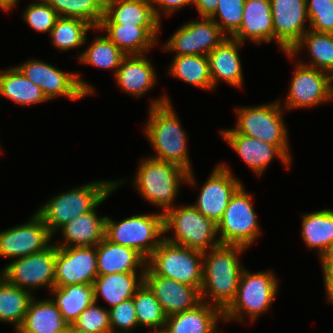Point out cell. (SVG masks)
Returning <instances> with one entry per match:
<instances>
[{
    "instance_id": "obj_24",
    "label": "cell",
    "mask_w": 333,
    "mask_h": 333,
    "mask_svg": "<svg viewBox=\"0 0 333 333\" xmlns=\"http://www.w3.org/2000/svg\"><path fill=\"white\" fill-rule=\"evenodd\" d=\"M240 44L243 43L232 37L225 38L208 54L213 88L220 78L232 86H242L243 75L237 50Z\"/></svg>"
},
{
    "instance_id": "obj_45",
    "label": "cell",
    "mask_w": 333,
    "mask_h": 333,
    "mask_svg": "<svg viewBox=\"0 0 333 333\" xmlns=\"http://www.w3.org/2000/svg\"><path fill=\"white\" fill-rule=\"evenodd\" d=\"M111 333H128L138 325L133 298L120 302L109 309ZM120 328L122 332H115L114 328ZM129 329V330H128ZM125 330V331H124Z\"/></svg>"
},
{
    "instance_id": "obj_16",
    "label": "cell",
    "mask_w": 333,
    "mask_h": 333,
    "mask_svg": "<svg viewBox=\"0 0 333 333\" xmlns=\"http://www.w3.org/2000/svg\"><path fill=\"white\" fill-rule=\"evenodd\" d=\"M286 108L311 107L331 100L330 75L306 64H297Z\"/></svg>"
},
{
    "instance_id": "obj_5",
    "label": "cell",
    "mask_w": 333,
    "mask_h": 333,
    "mask_svg": "<svg viewBox=\"0 0 333 333\" xmlns=\"http://www.w3.org/2000/svg\"><path fill=\"white\" fill-rule=\"evenodd\" d=\"M183 180L194 184L192 171L188 172L171 162L143 158L134 183L145 199L163 208L164 214L173 207L172 203Z\"/></svg>"
},
{
    "instance_id": "obj_42",
    "label": "cell",
    "mask_w": 333,
    "mask_h": 333,
    "mask_svg": "<svg viewBox=\"0 0 333 333\" xmlns=\"http://www.w3.org/2000/svg\"><path fill=\"white\" fill-rule=\"evenodd\" d=\"M76 329L88 333H111L109 310L96 306L94 301L72 324Z\"/></svg>"
},
{
    "instance_id": "obj_19",
    "label": "cell",
    "mask_w": 333,
    "mask_h": 333,
    "mask_svg": "<svg viewBox=\"0 0 333 333\" xmlns=\"http://www.w3.org/2000/svg\"><path fill=\"white\" fill-rule=\"evenodd\" d=\"M144 283L160 302L166 316L195 308L202 302L201 291L159 275H144Z\"/></svg>"
},
{
    "instance_id": "obj_25",
    "label": "cell",
    "mask_w": 333,
    "mask_h": 333,
    "mask_svg": "<svg viewBox=\"0 0 333 333\" xmlns=\"http://www.w3.org/2000/svg\"><path fill=\"white\" fill-rule=\"evenodd\" d=\"M204 302L191 310L168 316L165 330L167 333H215L216 324L223 318V312L214 304Z\"/></svg>"
},
{
    "instance_id": "obj_49",
    "label": "cell",
    "mask_w": 333,
    "mask_h": 333,
    "mask_svg": "<svg viewBox=\"0 0 333 333\" xmlns=\"http://www.w3.org/2000/svg\"><path fill=\"white\" fill-rule=\"evenodd\" d=\"M18 0H0V8L4 11L12 9Z\"/></svg>"
},
{
    "instance_id": "obj_10",
    "label": "cell",
    "mask_w": 333,
    "mask_h": 333,
    "mask_svg": "<svg viewBox=\"0 0 333 333\" xmlns=\"http://www.w3.org/2000/svg\"><path fill=\"white\" fill-rule=\"evenodd\" d=\"M252 195L241 185L231 196L226 210L217 224L220 244L250 246L260 234L256 214L252 207Z\"/></svg>"
},
{
    "instance_id": "obj_32",
    "label": "cell",
    "mask_w": 333,
    "mask_h": 333,
    "mask_svg": "<svg viewBox=\"0 0 333 333\" xmlns=\"http://www.w3.org/2000/svg\"><path fill=\"white\" fill-rule=\"evenodd\" d=\"M51 291L56 296V299L52 301L68 325H72L78 316L94 302L93 285L70 284L54 287Z\"/></svg>"
},
{
    "instance_id": "obj_41",
    "label": "cell",
    "mask_w": 333,
    "mask_h": 333,
    "mask_svg": "<svg viewBox=\"0 0 333 333\" xmlns=\"http://www.w3.org/2000/svg\"><path fill=\"white\" fill-rule=\"evenodd\" d=\"M245 0H218V5L215 13L210 17L218 24L222 32L225 29L229 30L232 37L239 29L243 19ZM218 15L222 22L216 21L215 17Z\"/></svg>"
},
{
    "instance_id": "obj_51",
    "label": "cell",
    "mask_w": 333,
    "mask_h": 333,
    "mask_svg": "<svg viewBox=\"0 0 333 333\" xmlns=\"http://www.w3.org/2000/svg\"><path fill=\"white\" fill-rule=\"evenodd\" d=\"M330 80L333 81V72L330 75ZM332 82H331V99L333 98V86H332Z\"/></svg>"
},
{
    "instance_id": "obj_11",
    "label": "cell",
    "mask_w": 333,
    "mask_h": 333,
    "mask_svg": "<svg viewBox=\"0 0 333 333\" xmlns=\"http://www.w3.org/2000/svg\"><path fill=\"white\" fill-rule=\"evenodd\" d=\"M17 68L41 88L48 100L61 95L77 100L93 93V88L79 78V73H65L51 64L36 60L25 62Z\"/></svg>"
},
{
    "instance_id": "obj_21",
    "label": "cell",
    "mask_w": 333,
    "mask_h": 333,
    "mask_svg": "<svg viewBox=\"0 0 333 333\" xmlns=\"http://www.w3.org/2000/svg\"><path fill=\"white\" fill-rule=\"evenodd\" d=\"M232 38L244 42L250 39L256 44L274 39L270 0H245L240 29Z\"/></svg>"
},
{
    "instance_id": "obj_8",
    "label": "cell",
    "mask_w": 333,
    "mask_h": 333,
    "mask_svg": "<svg viewBox=\"0 0 333 333\" xmlns=\"http://www.w3.org/2000/svg\"><path fill=\"white\" fill-rule=\"evenodd\" d=\"M278 281L271 272L248 273L242 270L235 299L223 311L224 321L243 319L241 313H248L255 321L259 314L264 313L275 299ZM243 311V312H241Z\"/></svg>"
},
{
    "instance_id": "obj_39",
    "label": "cell",
    "mask_w": 333,
    "mask_h": 333,
    "mask_svg": "<svg viewBox=\"0 0 333 333\" xmlns=\"http://www.w3.org/2000/svg\"><path fill=\"white\" fill-rule=\"evenodd\" d=\"M90 28L94 29L91 24L82 19L59 16L50 34L55 47L68 50L84 44Z\"/></svg>"
},
{
    "instance_id": "obj_2",
    "label": "cell",
    "mask_w": 333,
    "mask_h": 333,
    "mask_svg": "<svg viewBox=\"0 0 333 333\" xmlns=\"http://www.w3.org/2000/svg\"><path fill=\"white\" fill-rule=\"evenodd\" d=\"M150 108L146 135L157 152L154 159L171 162L190 172L186 149V134L172 109L167 96L153 101Z\"/></svg>"
},
{
    "instance_id": "obj_15",
    "label": "cell",
    "mask_w": 333,
    "mask_h": 333,
    "mask_svg": "<svg viewBox=\"0 0 333 333\" xmlns=\"http://www.w3.org/2000/svg\"><path fill=\"white\" fill-rule=\"evenodd\" d=\"M52 234L35 213L30 222L0 232V257H25L43 251L50 245Z\"/></svg>"
},
{
    "instance_id": "obj_37",
    "label": "cell",
    "mask_w": 333,
    "mask_h": 333,
    "mask_svg": "<svg viewBox=\"0 0 333 333\" xmlns=\"http://www.w3.org/2000/svg\"><path fill=\"white\" fill-rule=\"evenodd\" d=\"M58 16L78 18L91 24L94 29L99 26L105 13V0H46Z\"/></svg>"
},
{
    "instance_id": "obj_9",
    "label": "cell",
    "mask_w": 333,
    "mask_h": 333,
    "mask_svg": "<svg viewBox=\"0 0 333 333\" xmlns=\"http://www.w3.org/2000/svg\"><path fill=\"white\" fill-rule=\"evenodd\" d=\"M279 100L273 104L238 108V121L234 132L276 145L290 160L287 130L281 116Z\"/></svg>"
},
{
    "instance_id": "obj_23",
    "label": "cell",
    "mask_w": 333,
    "mask_h": 333,
    "mask_svg": "<svg viewBox=\"0 0 333 333\" xmlns=\"http://www.w3.org/2000/svg\"><path fill=\"white\" fill-rule=\"evenodd\" d=\"M96 253L98 276L136 273V267L147 264V260L135 249L112 243L106 238L96 246Z\"/></svg>"
},
{
    "instance_id": "obj_14",
    "label": "cell",
    "mask_w": 333,
    "mask_h": 333,
    "mask_svg": "<svg viewBox=\"0 0 333 333\" xmlns=\"http://www.w3.org/2000/svg\"><path fill=\"white\" fill-rule=\"evenodd\" d=\"M225 38L214 20L203 17L202 21H191L180 27L164 48L176 51V55H208Z\"/></svg>"
},
{
    "instance_id": "obj_6",
    "label": "cell",
    "mask_w": 333,
    "mask_h": 333,
    "mask_svg": "<svg viewBox=\"0 0 333 333\" xmlns=\"http://www.w3.org/2000/svg\"><path fill=\"white\" fill-rule=\"evenodd\" d=\"M164 234V214L135 215L114 222L106 216L105 238L112 243L135 249L148 259L160 245Z\"/></svg>"
},
{
    "instance_id": "obj_34",
    "label": "cell",
    "mask_w": 333,
    "mask_h": 333,
    "mask_svg": "<svg viewBox=\"0 0 333 333\" xmlns=\"http://www.w3.org/2000/svg\"><path fill=\"white\" fill-rule=\"evenodd\" d=\"M33 296L27 289H21L0 276V321L12 322L16 330L24 321Z\"/></svg>"
},
{
    "instance_id": "obj_50",
    "label": "cell",
    "mask_w": 333,
    "mask_h": 333,
    "mask_svg": "<svg viewBox=\"0 0 333 333\" xmlns=\"http://www.w3.org/2000/svg\"><path fill=\"white\" fill-rule=\"evenodd\" d=\"M67 333H88V332L76 329L73 325H69L67 328Z\"/></svg>"
},
{
    "instance_id": "obj_27",
    "label": "cell",
    "mask_w": 333,
    "mask_h": 333,
    "mask_svg": "<svg viewBox=\"0 0 333 333\" xmlns=\"http://www.w3.org/2000/svg\"><path fill=\"white\" fill-rule=\"evenodd\" d=\"M93 208L91 211L80 214L61 227L64 240L68 243L57 245L71 246H97L105 238V217H97Z\"/></svg>"
},
{
    "instance_id": "obj_20",
    "label": "cell",
    "mask_w": 333,
    "mask_h": 333,
    "mask_svg": "<svg viewBox=\"0 0 333 333\" xmlns=\"http://www.w3.org/2000/svg\"><path fill=\"white\" fill-rule=\"evenodd\" d=\"M223 138L259 176L273 157H279L288 168L291 160L276 146L257 138L242 135L231 130L220 131Z\"/></svg>"
},
{
    "instance_id": "obj_52",
    "label": "cell",
    "mask_w": 333,
    "mask_h": 333,
    "mask_svg": "<svg viewBox=\"0 0 333 333\" xmlns=\"http://www.w3.org/2000/svg\"><path fill=\"white\" fill-rule=\"evenodd\" d=\"M153 333H167L165 329H155V332Z\"/></svg>"
},
{
    "instance_id": "obj_40",
    "label": "cell",
    "mask_w": 333,
    "mask_h": 333,
    "mask_svg": "<svg viewBox=\"0 0 333 333\" xmlns=\"http://www.w3.org/2000/svg\"><path fill=\"white\" fill-rule=\"evenodd\" d=\"M124 54L108 37L100 36L94 40L91 46L79 56L82 63L91 64L99 68L118 70Z\"/></svg>"
},
{
    "instance_id": "obj_43",
    "label": "cell",
    "mask_w": 333,
    "mask_h": 333,
    "mask_svg": "<svg viewBox=\"0 0 333 333\" xmlns=\"http://www.w3.org/2000/svg\"><path fill=\"white\" fill-rule=\"evenodd\" d=\"M311 31L333 34V0H306Z\"/></svg>"
},
{
    "instance_id": "obj_46",
    "label": "cell",
    "mask_w": 333,
    "mask_h": 333,
    "mask_svg": "<svg viewBox=\"0 0 333 333\" xmlns=\"http://www.w3.org/2000/svg\"><path fill=\"white\" fill-rule=\"evenodd\" d=\"M152 8H153V12L155 17L159 20V8H155L154 4H158L160 6V8H162L166 15L171 14L174 10H177L183 6H186L188 4H193V0H152Z\"/></svg>"
},
{
    "instance_id": "obj_36",
    "label": "cell",
    "mask_w": 333,
    "mask_h": 333,
    "mask_svg": "<svg viewBox=\"0 0 333 333\" xmlns=\"http://www.w3.org/2000/svg\"><path fill=\"white\" fill-rule=\"evenodd\" d=\"M303 44L308 47L313 60L312 65L308 66L331 74L333 72V34L308 30L297 45L286 54L290 58L294 57Z\"/></svg>"
},
{
    "instance_id": "obj_12",
    "label": "cell",
    "mask_w": 333,
    "mask_h": 333,
    "mask_svg": "<svg viewBox=\"0 0 333 333\" xmlns=\"http://www.w3.org/2000/svg\"><path fill=\"white\" fill-rule=\"evenodd\" d=\"M56 257L57 246L51 244L43 251L12 261L4 268L1 276L21 289H26V285L28 288L48 285L52 290L55 282Z\"/></svg>"
},
{
    "instance_id": "obj_28",
    "label": "cell",
    "mask_w": 333,
    "mask_h": 333,
    "mask_svg": "<svg viewBox=\"0 0 333 333\" xmlns=\"http://www.w3.org/2000/svg\"><path fill=\"white\" fill-rule=\"evenodd\" d=\"M30 301L18 333H65L68 324L55 303L51 300Z\"/></svg>"
},
{
    "instance_id": "obj_13",
    "label": "cell",
    "mask_w": 333,
    "mask_h": 333,
    "mask_svg": "<svg viewBox=\"0 0 333 333\" xmlns=\"http://www.w3.org/2000/svg\"><path fill=\"white\" fill-rule=\"evenodd\" d=\"M97 276L95 246L93 248L92 246H57L54 287H64L70 284L93 285Z\"/></svg>"
},
{
    "instance_id": "obj_30",
    "label": "cell",
    "mask_w": 333,
    "mask_h": 333,
    "mask_svg": "<svg viewBox=\"0 0 333 333\" xmlns=\"http://www.w3.org/2000/svg\"><path fill=\"white\" fill-rule=\"evenodd\" d=\"M302 238L309 248H317L321 263L333 255V211L321 210L303 216Z\"/></svg>"
},
{
    "instance_id": "obj_18",
    "label": "cell",
    "mask_w": 333,
    "mask_h": 333,
    "mask_svg": "<svg viewBox=\"0 0 333 333\" xmlns=\"http://www.w3.org/2000/svg\"><path fill=\"white\" fill-rule=\"evenodd\" d=\"M224 165L213 170L202 187L198 201L193 205L216 225L221 220L231 196L242 185Z\"/></svg>"
},
{
    "instance_id": "obj_3",
    "label": "cell",
    "mask_w": 333,
    "mask_h": 333,
    "mask_svg": "<svg viewBox=\"0 0 333 333\" xmlns=\"http://www.w3.org/2000/svg\"><path fill=\"white\" fill-rule=\"evenodd\" d=\"M118 185L119 182L104 181L84 185L52 198L36 213L53 235L73 218L96 208Z\"/></svg>"
},
{
    "instance_id": "obj_4",
    "label": "cell",
    "mask_w": 333,
    "mask_h": 333,
    "mask_svg": "<svg viewBox=\"0 0 333 333\" xmlns=\"http://www.w3.org/2000/svg\"><path fill=\"white\" fill-rule=\"evenodd\" d=\"M144 275H159L202 289L203 252L163 239L148 258ZM200 261V262H199Z\"/></svg>"
},
{
    "instance_id": "obj_26",
    "label": "cell",
    "mask_w": 333,
    "mask_h": 333,
    "mask_svg": "<svg viewBox=\"0 0 333 333\" xmlns=\"http://www.w3.org/2000/svg\"><path fill=\"white\" fill-rule=\"evenodd\" d=\"M108 38L126 55H141L157 43L159 27L125 26L121 24H99Z\"/></svg>"
},
{
    "instance_id": "obj_29",
    "label": "cell",
    "mask_w": 333,
    "mask_h": 333,
    "mask_svg": "<svg viewBox=\"0 0 333 333\" xmlns=\"http://www.w3.org/2000/svg\"><path fill=\"white\" fill-rule=\"evenodd\" d=\"M120 87L140 97L155 83L156 74L151 63L142 55H126L115 74Z\"/></svg>"
},
{
    "instance_id": "obj_38",
    "label": "cell",
    "mask_w": 333,
    "mask_h": 333,
    "mask_svg": "<svg viewBox=\"0 0 333 333\" xmlns=\"http://www.w3.org/2000/svg\"><path fill=\"white\" fill-rule=\"evenodd\" d=\"M133 301L138 325L155 329L165 328L167 316L160 302L145 283L136 291Z\"/></svg>"
},
{
    "instance_id": "obj_22",
    "label": "cell",
    "mask_w": 333,
    "mask_h": 333,
    "mask_svg": "<svg viewBox=\"0 0 333 333\" xmlns=\"http://www.w3.org/2000/svg\"><path fill=\"white\" fill-rule=\"evenodd\" d=\"M100 24L160 27L151 0H105V13Z\"/></svg>"
},
{
    "instance_id": "obj_47",
    "label": "cell",
    "mask_w": 333,
    "mask_h": 333,
    "mask_svg": "<svg viewBox=\"0 0 333 333\" xmlns=\"http://www.w3.org/2000/svg\"><path fill=\"white\" fill-rule=\"evenodd\" d=\"M327 299L333 303V255L322 262Z\"/></svg>"
},
{
    "instance_id": "obj_44",
    "label": "cell",
    "mask_w": 333,
    "mask_h": 333,
    "mask_svg": "<svg viewBox=\"0 0 333 333\" xmlns=\"http://www.w3.org/2000/svg\"><path fill=\"white\" fill-rule=\"evenodd\" d=\"M29 4L23 16L30 27L40 32H51L59 17L55 9L46 1Z\"/></svg>"
},
{
    "instance_id": "obj_7",
    "label": "cell",
    "mask_w": 333,
    "mask_h": 333,
    "mask_svg": "<svg viewBox=\"0 0 333 333\" xmlns=\"http://www.w3.org/2000/svg\"><path fill=\"white\" fill-rule=\"evenodd\" d=\"M173 229L175 238H165L169 242L202 252L220 244L214 241L217 225L203 216L193 205L170 208L164 213V233Z\"/></svg>"
},
{
    "instance_id": "obj_35",
    "label": "cell",
    "mask_w": 333,
    "mask_h": 333,
    "mask_svg": "<svg viewBox=\"0 0 333 333\" xmlns=\"http://www.w3.org/2000/svg\"><path fill=\"white\" fill-rule=\"evenodd\" d=\"M170 73L186 83L213 89L208 55H176Z\"/></svg>"
},
{
    "instance_id": "obj_48",
    "label": "cell",
    "mask_w": 333,
    "mask_h": 333,
    "mask_svg": "<svg viewBox=\"0 0 333 333\" xmlns=\"http://www.w3.org/2000/svg\"><path fill=\"white\" fill-rule=\"evenodd\" d=\"M201 17L210 18L216 11L218 0H193Z\"/></svg>"
},
{
    "instance_id": "obj_33",
    "label": "cell",
    "mask_w": 333,
    "mask_h": 333,
    "mask_svg": "<svg viewBox=\"0 0 333 333\" xmlns=\"http://www.w3.org/2000/svg\"><path fill=\"white\" fill-rule=\"evenodd\" d=\"M0 95L22 105L48 100L41 88L30 81L17 67L0 73Z\"/></svg>"
},
{
    "instance_id": "obj_17",
    "label": "cell",
    "mask_w": 333,
    "mask_h": 333,
    "mask_svg": "<svg viewBox=\"0 0 333 333\" xmlns=\"http://www.w3.org/2000/svg\"><path fill=\"white\" fill-rule=\"evenodd\" d=\"M274 39L285 53L290 52L307 32L306 0H270Z\"/></svg>"
},
{
    "instance_id": "obj_1",
    "label": "cell",
    "mask_w": 333,
    "mask_h": 333,
    "mask_svg": "<svg viewBox=\"0 0 333 333\" xmlns=\"http://www.w3.org/2000/svg\"><path fill=\"white\" fill-rule=\"evenodd\" d=\"M245 247L231 244H219L211 248L210 254L203 252V280L201 300L204 302L209 291L210 300L222 312L235 299L240 275L244 267L239 264L238 254Z\"/></svg>"
},
{
    "instance_id": "obj_31",
    "label": "cell",
    "mask_w": 333,
    "mask_h": 333,
    "mask_svg": "<svg viewBox=\"0 0 333 333\" xmlns=\"http://www.w3.org/2000/svg\"><path fill=\"white\" fill-rule=\"evenodd\" d=\"M144 268L140 281L136 282V273H114L109 275H99L94 280V301L97 302L99 293L109 302L111 308L120 302L133 298L136 291L144 283Z\"/></svg>"
}]
</instances>
